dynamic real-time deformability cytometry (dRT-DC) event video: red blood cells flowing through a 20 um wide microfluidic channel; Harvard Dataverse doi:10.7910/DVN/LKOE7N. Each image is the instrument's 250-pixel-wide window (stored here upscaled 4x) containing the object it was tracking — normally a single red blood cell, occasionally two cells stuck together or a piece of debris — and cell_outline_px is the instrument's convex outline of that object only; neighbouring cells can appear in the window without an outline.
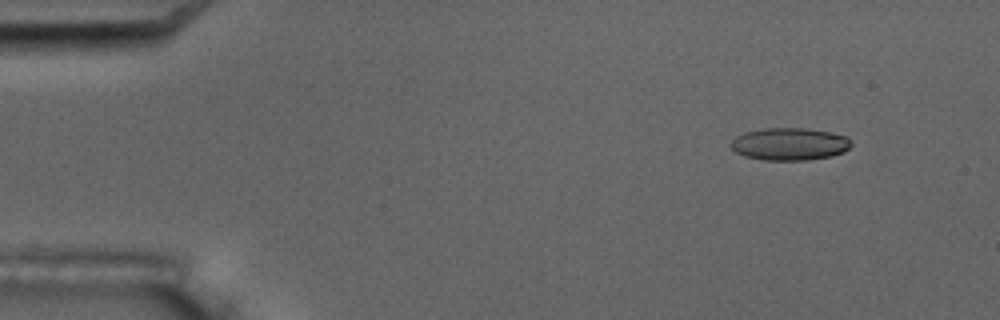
{"species": "common noctule bat (a hibernating species)", "species_latin": "Nyctalus noctula", "temperature_condition": "room temperature", "stored_images_in_passage": 8, "camera_frame_rate_fps": 3000, "um_per_image_px": 0.085, "animal": {"sex": "male", "body_mass_g": 17.5, "forearm_length_mm": 52.3}, "frame": {"image": 1, "passage_image": 1, "time_ms": 0.0, "image_size_px": [1000, 320], "cell_outline_px": [[852, 144], [844, 152], [832, 156], [808, 160], [764, 160], [744, 156], [736, 152], [732, 148], [732, 140], [736, 136], [744, 132], [764, 128], [804, 128], [832, 132], [848, 136], [852, 140]], "centroid_in_image_um": [67.16, 12.24], "position_along_channel_um": 17.8, "area_um2": 22.95}}
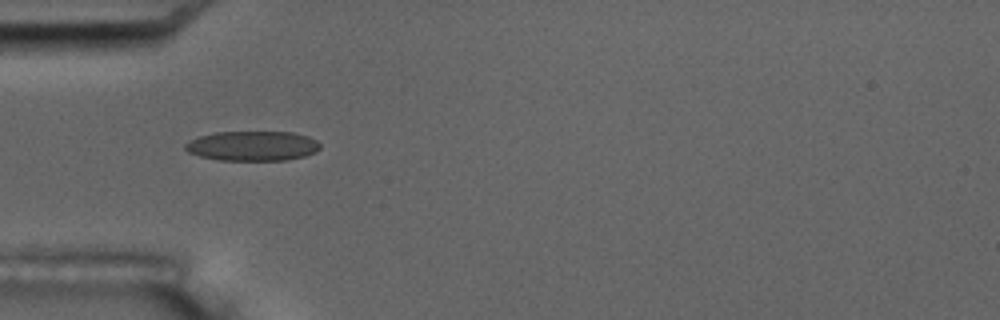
{"frame": {"image": 2, "passage_image": 4, "time_ms": 4.0, "image_size_px": [1000, 320], "cell_outline_px": [[320, 148], [316, 152], [304, 156], [284, 160], [220, 160], [200, 156], [188, 152], [184, 148], [184, 144], [188, 140], [200, 136], [216, 132], [292, 132], [308, 136], [316, 140], [320, 144]], "centroid_in_image_um": [21.45, 12.4], "position_along_channel_um": 63.5, "area_um2": 23.41}}
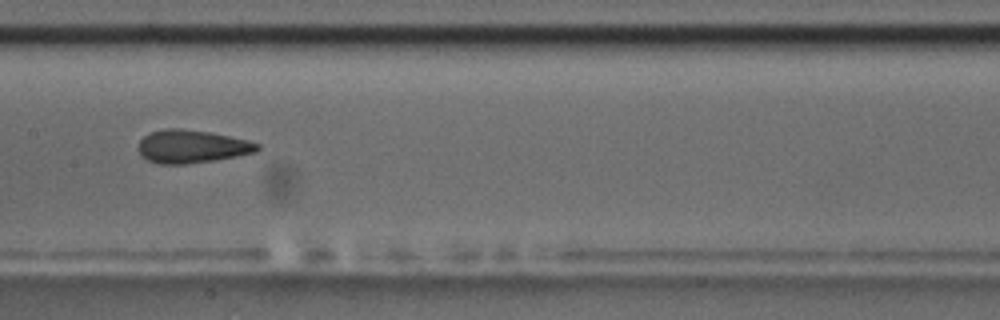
{"frame": {"image": 3, "passage_image": 7, "time_ms": 7.667, "image_size_px": [1000, 320], "cell_outline_px": [[260, 148], [256, 152], [216, 160], [184, 164], [156, 164], [140, 156], [136, 148], [140, 140], [144, 136], [152, 132], [164, 128], [180, 128], [208, 132], [248, 140], [260, 144]], "centroid_in_image_um": [16.26, 12.46], "position_along_channel_um": 191.1, "area_um2": 23.06}}